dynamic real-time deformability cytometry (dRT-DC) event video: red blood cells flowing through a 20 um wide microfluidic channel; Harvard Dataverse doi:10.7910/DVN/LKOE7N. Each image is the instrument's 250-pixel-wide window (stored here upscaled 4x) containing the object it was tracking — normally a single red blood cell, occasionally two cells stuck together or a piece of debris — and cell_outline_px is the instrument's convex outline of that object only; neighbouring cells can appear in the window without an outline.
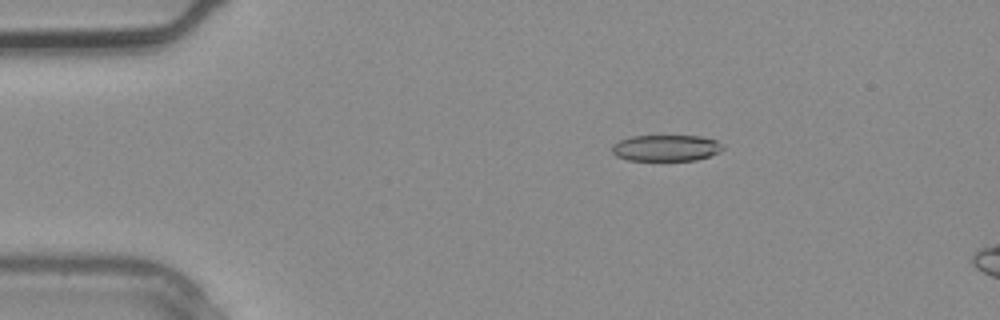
{"species": "common noctule bat (a hibernating species)", "species_latin": "Nyctalus noctula", "temperature_condition": "warm", "stored_images_in_passage": 4, "camera_frame_rate_fps": 3000, "um_per_image_px": 0.085, "animal": {"sex": "male", "body_mass_g": 20.4}, "frame": {"image": 1, "passage_image": 2, "time_ms": 0.333, "image_size_px": [1000, 320], "cell_outline_px": [[724, 148], [720, 152], [696, 160], [628, 160], [616, 156], [612, 152], [612, 144], [620, 140], [632, 136], [700, 136], [716, 140]], "centroid_in_image_um": [56.59, 12.58], "position_along_channel_um": 28.4, "area_um2": 16.88}}